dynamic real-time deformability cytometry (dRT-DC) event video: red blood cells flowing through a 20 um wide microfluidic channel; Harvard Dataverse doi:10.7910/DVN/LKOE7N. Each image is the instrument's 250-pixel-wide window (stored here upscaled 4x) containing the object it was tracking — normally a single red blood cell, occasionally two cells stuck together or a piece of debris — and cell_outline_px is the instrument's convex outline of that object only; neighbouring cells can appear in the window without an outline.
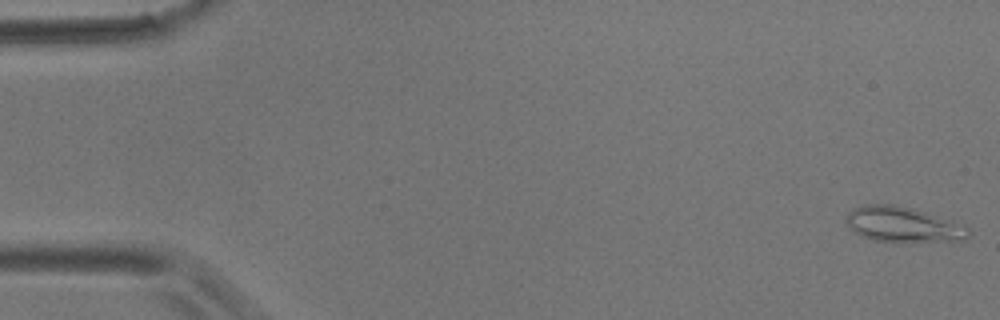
{"species": "common noctule bat (a hibernating species)", "species_latin": "Nyctalus noctula", "temperature_condition": "room temperature", "stored_images_in_passage": 8, "camera_frame_rate_fps": 3000, "um_per_image_px": 0.085, "animal": {"sex": "male", "body_mass_g": 17.9}, "frame": {"image": 1, "passage_image": 1, "time_ms": 0.0, "image_size_px": [1000, 320], "cell_outline_px": [[972, 232], [964, 240], [912, 244], [872, 240], [848, 228], [844, 220], [844, 216], [852, 208], [864, 204], [896, 204], [912, 208], [952, 220], [968, 228]], "centroid_in_image_um": [76.75, 19.11], "position_along_channel_um": 8.3, "area_um2": 26.07}}
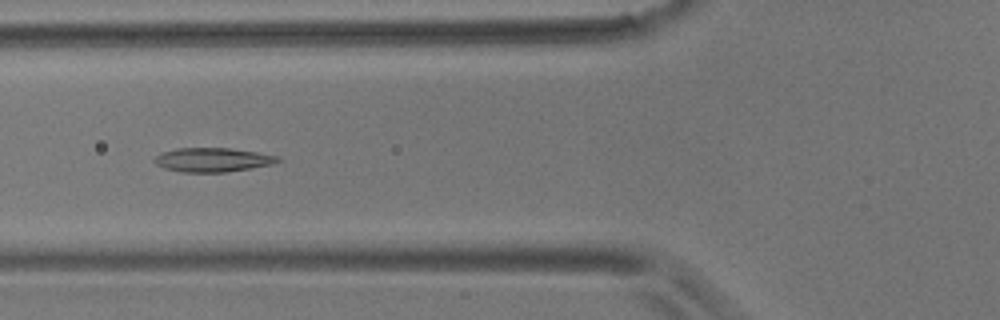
{"frame": {"image": 2, "passage_image": 7, "time_ms": 6.667, "image_size_px": [1000, 320], "cell_outline_px": [[280, 160], [272, 164], [252, 168], [224, 172], [180, 172], [164, 168], [156, 164], [152, 160], [156, 156], [164, 152], [176, 148], [228, 148], [256, 152], [280, 156]], "centroid_in_image_um": [18.06, 13.58], "position_along_channel_um": 107.7, "area_um2": 17.22}}
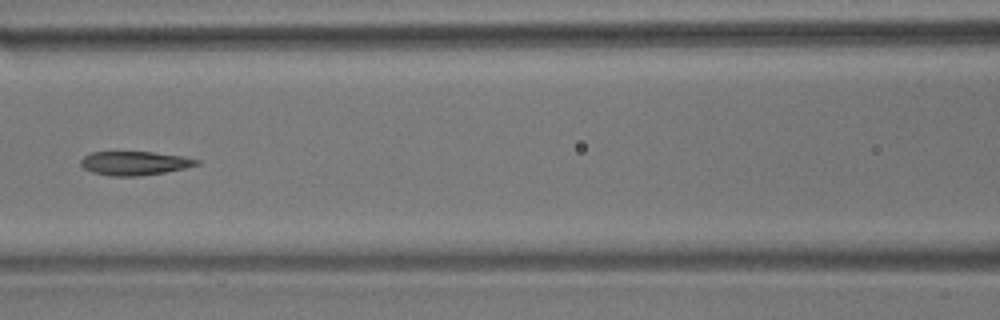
{"frame": {"image": 3, "passage_image": 8, "time_ms": 8.0, "image_size_px": [1000, 320], "cell_outline_px": [[200, 164], [184, 168], [164, 172], [140, 176], [112, 176], [92, 172], [84, 168], [80, 164], [80, 160], [84, 156], [92, 152], [152, 152], [180, 156], [200, 160]], "centroid_in_image_um": [11.42, 13.87], "position_along_channel_um": 155.2, "area_um2": 15.95}}